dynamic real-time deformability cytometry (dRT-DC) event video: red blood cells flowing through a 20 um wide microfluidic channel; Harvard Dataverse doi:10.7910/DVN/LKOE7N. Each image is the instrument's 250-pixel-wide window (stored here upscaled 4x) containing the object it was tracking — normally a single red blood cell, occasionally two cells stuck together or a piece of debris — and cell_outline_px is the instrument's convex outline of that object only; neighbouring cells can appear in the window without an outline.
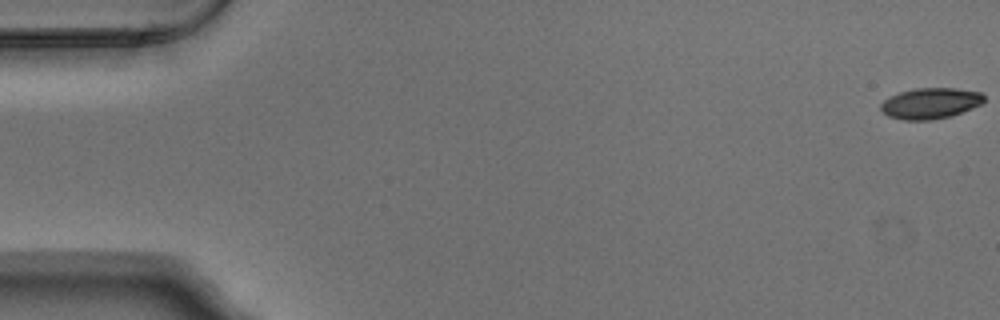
{"species": "Egyptian fruit bat (a non-hibernating species)", "species_latin": "Rousettus aegyptiacus", "temperature_condition": "warm", "stored_images_in_passage": 5, "segment_of_instrument_passage": [2, 2], "camera_frame_rate_fps": 3000, "um_per_image_px": 0.085, "animal": {"sex": "male"}, "frame": {"image": 1, "passage_image": 5, "time_ms": 1.333, "image_size_px": [1000, 320], "cell_outline_px": [[984, 100], [980, 104], [972, 108], [952, 116], [932, 120], [904, 120], [888, 116], [880, 108], [880, 104], [888, 96], [900, 92], [916, 88], [956, 88], [980, 92], [984, 96]], "centroid_in_image_um": [79.07, 8.78], "position_along_channel_um": 5.9, "area_um2": 18.61}}